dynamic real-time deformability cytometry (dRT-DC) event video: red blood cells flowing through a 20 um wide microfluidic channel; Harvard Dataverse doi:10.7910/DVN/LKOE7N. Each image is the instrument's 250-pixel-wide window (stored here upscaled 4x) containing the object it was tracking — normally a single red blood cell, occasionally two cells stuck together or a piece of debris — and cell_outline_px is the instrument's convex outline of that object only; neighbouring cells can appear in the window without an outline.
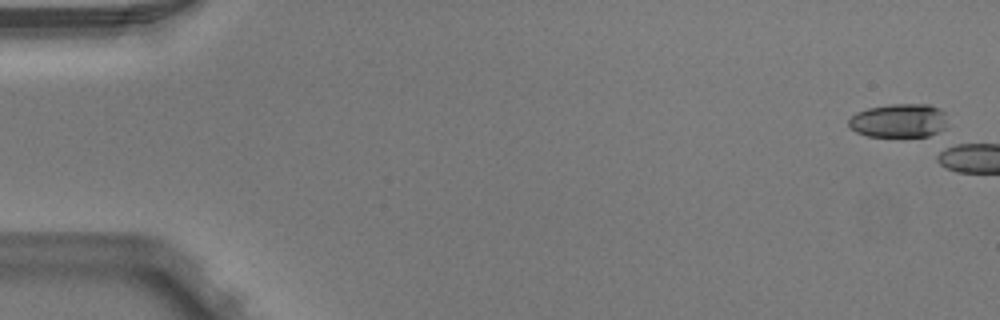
{"species": "Egyptian fruit bat (a non-hibernating species)", "species_latin": "Rousettus aegyptiacus", "temperature_condition": "warm", "stored_images_in_passage": 6, "camera_frame_rate_fps": 3000, "um_per_image_px": 0.085, "animal": {"sex": "male"}, "frame": {"image": 1, "passage_image": 1, "time_ms": 0.0, "image_size_px": [1000, 320], "cell_outline_px": [[948, 128], [928, 136], [868, 136], [856, 132], [848, 128], [848, 120], [856, 112], [868, 108], [888, 104], [928, 104], [940, 108], [944, 112]], "centroid_in_image_um": [76.41, 10.25], "position_along_channel_um": 8.6, "area_um2": 19.71}}
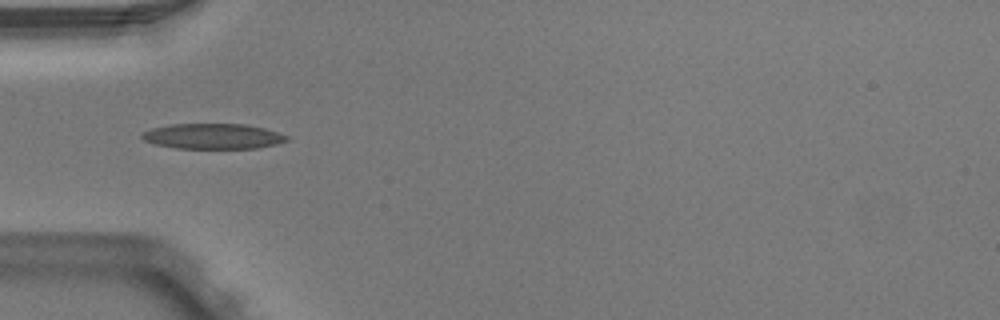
{"frame": {"image": 2, "passage_image": 6, "time_ms": 1.667, "image_size_px": [1000, 320], "cell_outline_px": [[288, 140], [276, 144], [256, 148], [176, 148], [156, 144], [144, 140], [140, 136], [140, 132], [152, 128], [172, 124], [244, 124], [264, 128], [288, 136]], "centroid_in_image_um": [18.06, 11.58], "position_along_channel_um": 66.9, "area_um2": 21.27}}